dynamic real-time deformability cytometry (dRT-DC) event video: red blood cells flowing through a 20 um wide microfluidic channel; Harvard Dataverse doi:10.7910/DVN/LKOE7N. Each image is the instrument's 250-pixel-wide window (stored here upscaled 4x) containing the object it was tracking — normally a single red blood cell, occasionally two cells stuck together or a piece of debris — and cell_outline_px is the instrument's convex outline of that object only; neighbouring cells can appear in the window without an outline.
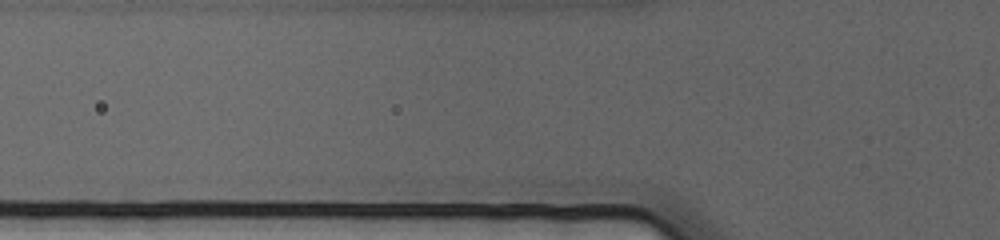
{"species": "human", "species_latin": "Homo sapiens", "temperature_condition": "cold", "stored_images_in_passage": 3, "camera_frame_rate_fps": 3000, "um_per_image_px": 0.085, "donor": {"sex": "female"}, "frame": {"image": 1, "passage_image": 2, "time_ms": 0.333, "image_size_px": [1000, 240], "cell_outline_px": [[636, 208], [480, 208], [424, 188], [416, 184], [416, 180], [596, 180], [616, 184]], "centroid_in_image_um": [45.2, 16.44], "position_along_channel_um": 80.6, "area_um2": 36.59}}